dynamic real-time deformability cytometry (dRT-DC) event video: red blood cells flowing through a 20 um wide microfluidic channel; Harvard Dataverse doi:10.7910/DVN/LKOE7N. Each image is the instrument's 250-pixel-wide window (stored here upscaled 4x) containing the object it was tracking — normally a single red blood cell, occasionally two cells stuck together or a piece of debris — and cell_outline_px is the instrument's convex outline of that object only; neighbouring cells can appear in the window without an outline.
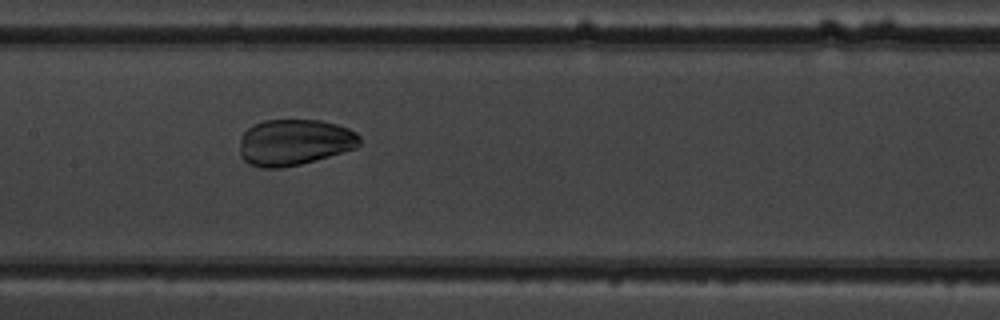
{"species": "common noctule bat (a hibernating species)", "species_latin": "Nyctalus noctula", "temperature_condition": "warm", "stored_images_in_passage": 6, "camera_frame_rate_fps": 3000, "um_per_image_px": 0.085, "animal": {"sex": "male", "body_mass_g": 19.5, "forearm_length_mm": 54.6}, "frame": {"image": 1, "passage_image": 4, "time_ms": 4.333, "image_size_px": [1000, 320], "cell_outline_px": [[360, 144], [356, 148], [300, 164], [284, 168], [260, 168], [248, 164], [240, 156], [240, 136], [248, 128], [264, 120], [320, 120], [336, 124], [348, 128], [356, 132], [360, 136]], "centroid_in_image_um": [25.0, 12.1], "position_along_channel_um": 182.4, "area_um2": 32.37}}
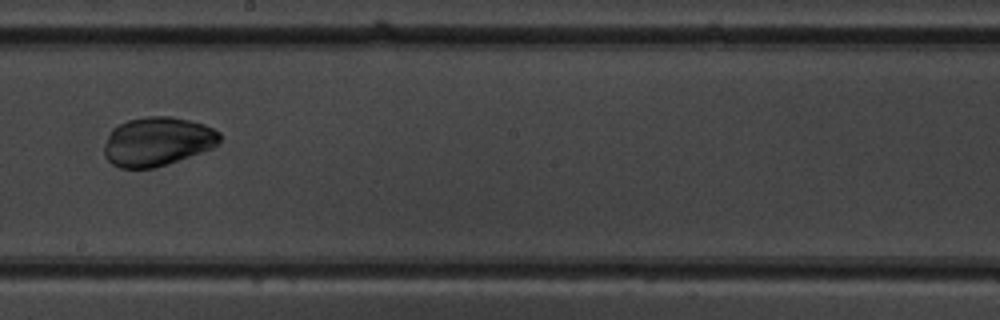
{"frame": {"image": 2, "passage_image": 5, "time_ms": 5.667, "image_size_px": [1000, 320], "cell_outline_px": [[220, 140], [212, 148], [156, 168], [120, 168], [112, 164], [104, 156], [104, 144], [112, 128], [128, 120], [144, 116], [172, 116], [204, 124], [220, 132]], "centroid_in_image_um": [13.35, 12.02], "position_along_channel_um": 234.8, "area_um2": 32.95}}
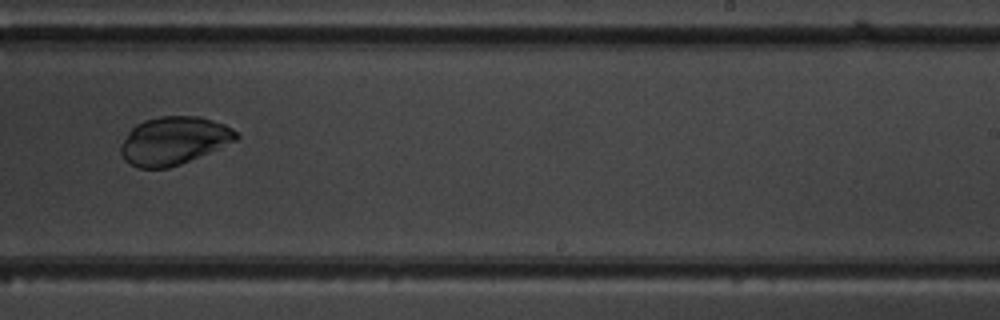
{"frame": {"image": 3, "passage_image": 6, "time_ms": 6.667, "image_size_px": [1000, 320], "cell_outline_px": [[240, 136], [236, 140], [180, 164], [168, 168], [136, 168], [124, 160], [120, 152], [120, 144], [128, 132], [136, 124], [144, 120], [160, 116], [200, 116], [224, 124], [232, 128]], "centroid_in_image_um": [14.73, 11.95], "position_along_channel_um": 274.3, "area_um2": 32.14}}